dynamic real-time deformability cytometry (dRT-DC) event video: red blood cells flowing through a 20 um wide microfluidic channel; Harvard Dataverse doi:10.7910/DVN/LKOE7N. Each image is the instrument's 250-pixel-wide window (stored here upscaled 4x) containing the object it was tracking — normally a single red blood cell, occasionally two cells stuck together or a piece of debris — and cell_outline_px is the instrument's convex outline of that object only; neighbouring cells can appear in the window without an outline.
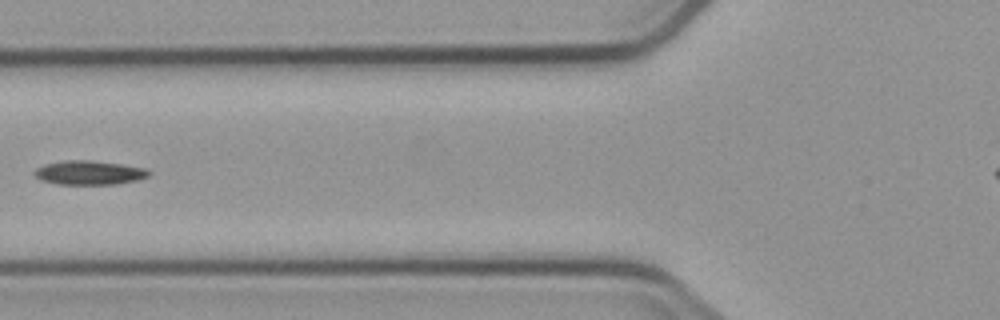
{"species": "common noctule bat (a hibernating species)", "species_latin": "Nyctalus noctula", "temperature_condition": "cold", "stored_images_in_passage": 5, "camera_frame_rate_fps": 3000, "um_per_image_px": 0.085, "animal": {"sex": "male", "body_mass_g": 23.1, "forearm_length_mm": 52.7}, "frame": {"image": 1, "passage_image": 5, "time_ms": 5.333, "image_size_px": [1000, 320], "cell_outline_px": [[152, 172], [148, 176], [136, 180], [116, 184], [60, 184], [40, 180], [32, 172], [36, 168], [44, 164], [64, 160], [92, 160], [148, 168]], "centroid_in_image_um": [7.58, 14.67], "position_along_channel_um": 118.2, "area_um2": 16.13}}